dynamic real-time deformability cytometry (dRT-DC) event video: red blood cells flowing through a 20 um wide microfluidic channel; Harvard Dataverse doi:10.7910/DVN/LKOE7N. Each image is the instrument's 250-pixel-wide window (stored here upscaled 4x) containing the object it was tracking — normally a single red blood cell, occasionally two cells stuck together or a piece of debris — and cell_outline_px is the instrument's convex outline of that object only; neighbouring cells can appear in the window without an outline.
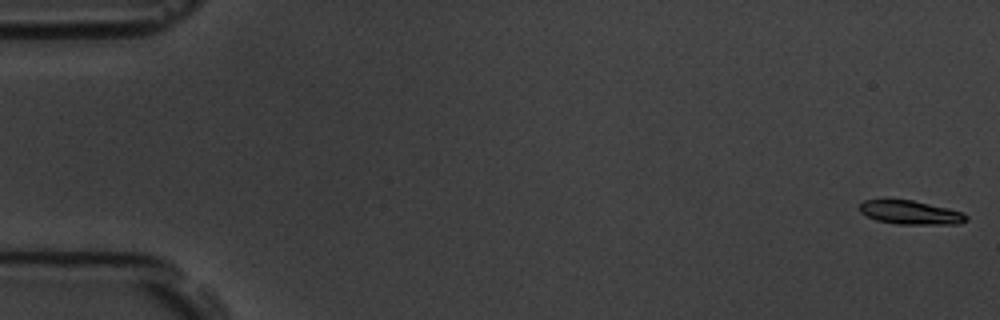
{"species": "common noctule bat (a hibernating species)", "species_latin": "Nyctalus noctula", "temperature_condition": "room temperature", "stored_images_in_passage": 7, "camera_frame_rate_fps": 3000, "um_per_image_px": 0.085, "animal": {"sex": "male", "body_mass_g": 19.5, "forearm_length_mm": 54.6}, "frame": {"image": 1, "passage_image": 1, "time_ms": 0.0, "image_size_px": [1000, 320], "cell_outline_px": [[968, 220], [960, 224], [900, 224], [876, 220], [860, 212], [860, 204], [864, 200], [884, 196], [912, 200], [948, 208], [964, 212], [968, 216]], "centroid_in_image_um": [77.35, 18.01], "position_along_channel_um": 7.6, "area_um2": 15.37}}
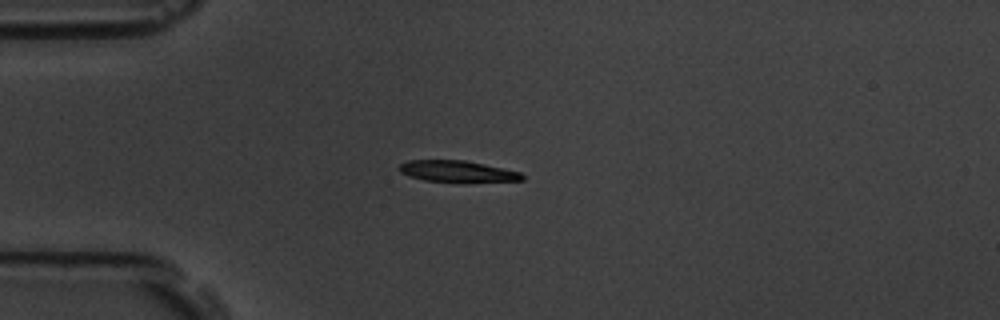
{"frame": {"image": 2, "passage_image": 5, "time_ms": 1.333, "image_size_px": [1000, 320], "cell_outline_px": [[524, 180], [424, 180], [408, 176], [400, 172], [400, 164], [408, 160], [464, 160], [484, 164], [520, 172], [524, 176]], "centroid_in_image_um": [38.8, 14.52], "position_along_channel_um": 46.2, "area_um2": 14.45}}
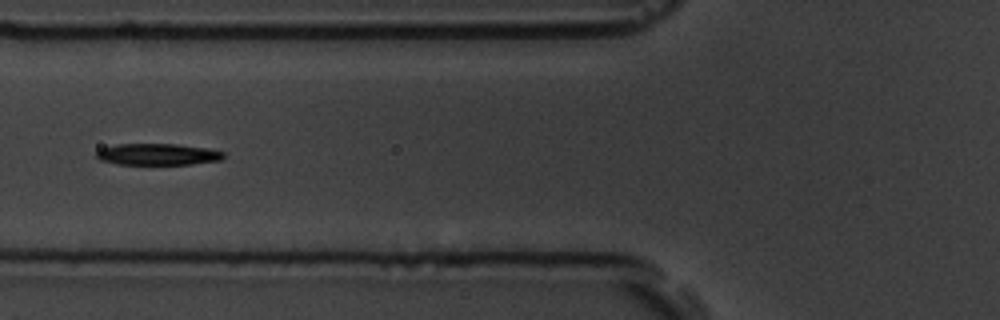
{"frame": {"image": 3, "passage_image": 7, "time_ms": 2.0, "image_size_px": [1000, 320], "cell_outline_px": [[224, 156], [220, 160], [192, 164], [116, 164], [100, 160], [96, 156], [96, 152], [100, 148], [116, 144], [176, 144], [208, 148], [224, 152]], "centroid_in_image_um": [13.38, 13.11], "position_along_channel_um": 112.4, "area_um2": 15.95}}